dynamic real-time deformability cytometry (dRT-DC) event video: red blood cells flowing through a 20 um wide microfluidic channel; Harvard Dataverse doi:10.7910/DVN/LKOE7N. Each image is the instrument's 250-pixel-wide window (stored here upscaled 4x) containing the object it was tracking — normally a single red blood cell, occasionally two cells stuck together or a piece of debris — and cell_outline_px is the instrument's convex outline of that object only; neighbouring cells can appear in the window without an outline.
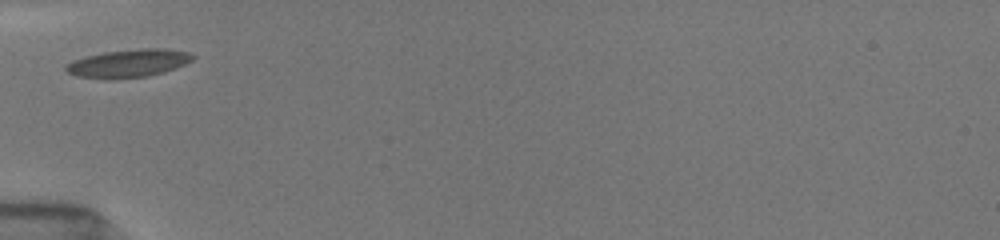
{"species": "common noctule bat (a hibernating species)", "species_latin": "Nyctalus noctula", "temperature_condition": "room temperature", "stored_images_in_passage": 2, "camera_frame_rate_fps": 3000, "um_per_image_px": 0.085, "animal": {"sex": "female", "body_mass_g": 19.5, "forearm_length_mm": 54.1}, "frame": {"image": 1, "passage_image": 1, "time_ms": 0.0, "image_size_px": [1000, 240], "cell_outline_px": [[196, 56], [192, 60], [184, 64], [164, 72], [148, 76], [112, 80], [108, 80], [76, 76], [68, 72], [64, 68], [64, 64], [72, 60], [104, 52], [144, 48], [164, 48], [188, 52]], "centroid_in_image_um": [10.88, 5.39], "position_along_channel_um": 74.1, "area_um2": 20.87}}